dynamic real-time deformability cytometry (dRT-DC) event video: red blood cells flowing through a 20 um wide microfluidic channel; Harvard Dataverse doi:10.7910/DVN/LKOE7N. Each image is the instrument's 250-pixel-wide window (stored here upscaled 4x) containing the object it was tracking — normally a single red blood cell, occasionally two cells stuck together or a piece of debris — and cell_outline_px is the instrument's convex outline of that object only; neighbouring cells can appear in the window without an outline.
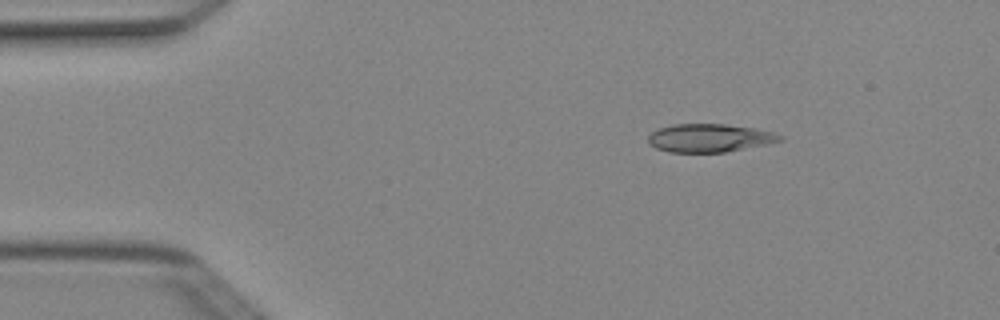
{"species": "Egyptian fruit bat (a non-hibernating species)", "species_latin": "Rousettus aegyptiacus", "temperature_condition": "cold", "stored_images_in_passage": 3, "camera_frame_rate_fps": 3000, "um_per_image_px": 0.085, "animal": {"sex": "female"}, "frame": {"image": 1, "passage_image": 2, "time_ms": 0.333, "image_size_px": [1000, 320], "cell_outline_px": [[784, 140], [768, 144], [724, 152], [668, 152], [656, 148], [648, 140], [648, 136], [656, 128], [672, 124], [724, 124], [752, 128], [772, 132], [784, 136]], "centroid_in_image_um": [60.31, 11.72], "position_along_channel_um": 24.7, "area_um2": 21.62}}